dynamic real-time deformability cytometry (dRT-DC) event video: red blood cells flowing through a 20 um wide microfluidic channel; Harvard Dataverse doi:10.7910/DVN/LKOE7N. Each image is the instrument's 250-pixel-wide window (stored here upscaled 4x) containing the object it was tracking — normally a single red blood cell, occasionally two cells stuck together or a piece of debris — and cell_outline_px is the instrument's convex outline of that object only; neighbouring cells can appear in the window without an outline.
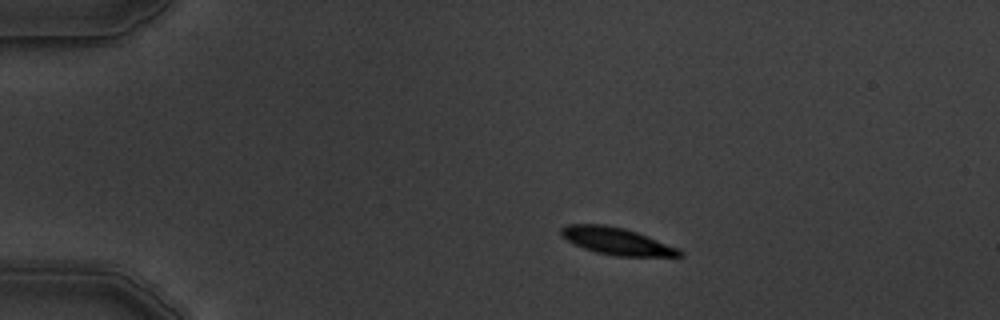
{"species": "common noctule bat (a hibernating species)", "species_latin": "Nyctalus noctula", "temperature_condition": "warm", "stored_images_in_passage": 5, "camera_frame_rate_fps": 3000, "um_per_image_px": 0.085, "animal": {"sex": "male", "body_mass_g": 19.5, "forearm_length_mm": 54.6}, "frame": {"image": 1, "passage_image": 2, "time_ms": 1.0, "image_size_px": [1000, 320], "cell_outline_px": [[684, 256], [616, 256], [596, 252], [584, 248], [560, 236], [560, 228], [568, 224], [608, 224], [624, 228], [648, 236], [680, 248], [684, 252]], "centroid_in_image_um": [52.45, 20.49], "position_along_channel_um": 32.6, "area_um2": 18.79}}
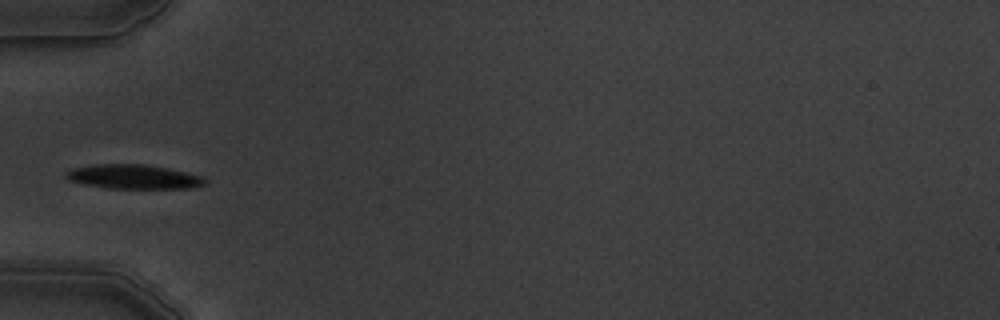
{"frame": {"image": 2, "passage_image": 4, "time_ms": 3.667, "image_size_px": [1000, 320], "cell_outline_px": [[208, 184], [192, 188], [108, 188], [84, 184], [68, 180], [64, 176], [64, 172], [72, 168], [92, 164], [144, 164], [184, 172], [200, 176], [208, 180]], "centroid_in_image_um": [11.31, 15.02], "position_along_channel_um": 73.7, "area_um2": 19.65}}